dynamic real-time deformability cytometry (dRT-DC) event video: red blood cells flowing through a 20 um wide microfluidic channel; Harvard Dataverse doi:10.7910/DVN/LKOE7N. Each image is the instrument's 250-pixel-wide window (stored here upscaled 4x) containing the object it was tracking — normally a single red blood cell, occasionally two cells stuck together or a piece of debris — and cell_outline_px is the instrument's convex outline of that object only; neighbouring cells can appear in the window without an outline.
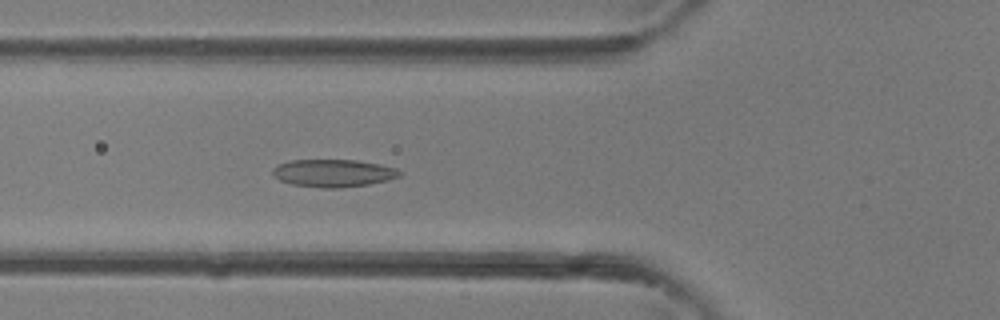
{"species": "common noctule bat (a hibernating species)", "species_latin": "Nyctalus noctula", "temperature_condition": "room temperature", "stored_images_in_passage": 22, "camera_frame_rate_fps": 3000, "um_per_image_px": 0.085, "animal": {"sex": "female"}, "frame": {"image": 1, "passage_image": 14, "time_ms": 4.333, "image_size_px": [1000, 320], "cell_outline_px": [[404, 172], [400, 176], [388, 180], [368, 184], [340, 188], [324, 188], [292, 184], [280, 180], [272, 176], [272, 168], [280, 164], [292, 160], [356, 160], [380, 164], [396, 168]], "centroid_in_image_um": [28.35, 14.71], "position_along_channel_um": 97.4, "area_um2": 20.46}}
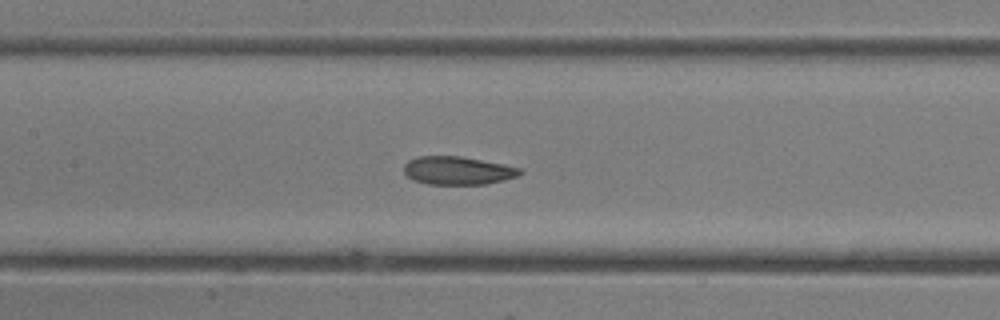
{"frame": {"image": 2, "passage_image": 18, "time_ms": 5.667, "image_size_px": [1000, 320], "cell_outline_px": [[524, 172], [516, 176], [484, 184], [428, 184], [412, 180], [404, 172], [404, 164], [408, 160], [416, 156], [460, 156], [504, 164], [520, 168]], "centroid_in_image_um": [38.86, 14.49], "position_along_channel_um": 168.5, "area_um2": 18.96}}
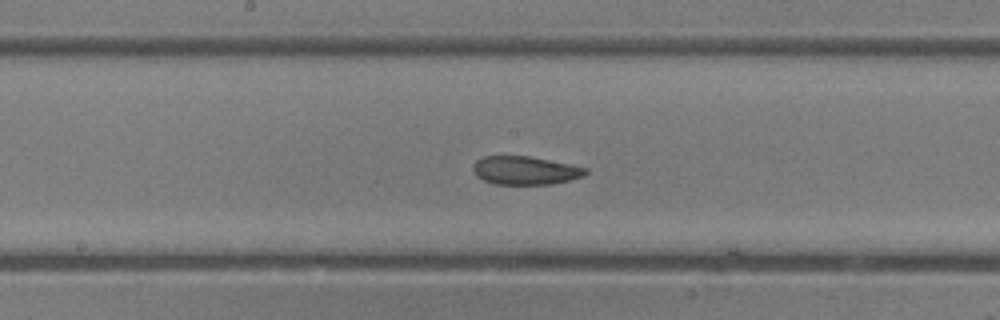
{"frame": {"image": 3, "passage_image": 20, "time_ms": 6.333, "image_size_px": [1000, 320], "cell_outline_px": [[588, 172], [584, 176], [552, 184], [492, 184], [476, 176], [472, 172], [472, 164], [476, 160], [484, 156], [528, 156], [588, 168]], "centroid_in_image_um": [44.59, 14.49], "position_along_channel_um": 203.6, "area_um2": 18.61}}